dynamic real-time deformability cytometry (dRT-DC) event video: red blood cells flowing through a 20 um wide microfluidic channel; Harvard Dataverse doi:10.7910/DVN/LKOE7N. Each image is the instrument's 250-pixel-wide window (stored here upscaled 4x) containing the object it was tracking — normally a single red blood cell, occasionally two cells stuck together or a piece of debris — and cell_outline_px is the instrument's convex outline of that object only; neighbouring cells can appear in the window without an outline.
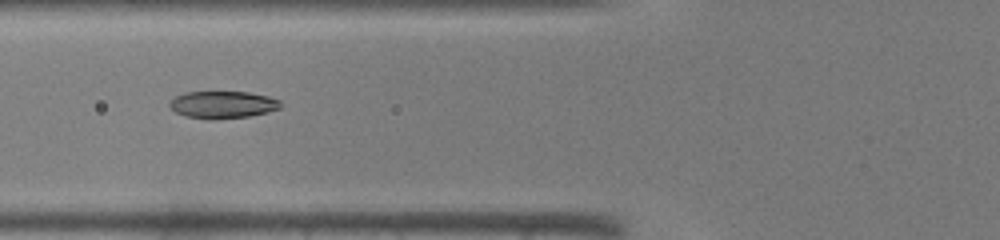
{"species": "common noctule bat (a hibernating species)", "species_latin": "Nyctalus noctula", "temperature_condition": "warm", "stored_images_in_passage": 32, "camera_frame_rate_fps": 3000, "um_per_image_px": 0.085, "animal": {"sex": "male", "body_mass_g": 19.0, "forearm_length_mm": 50.8}, "frame": {"image": 1, "passage_image": 5, "time_ms": 1.333, "image_size_px": [1000, 240], "cell_outline_px": [[280, 108], [268, 112], [248, 116], [212, 120], [188, 116], [176, 112], [168, 104], [176, 96], [184, 92], [248, 92], [268, 96], [280, 100]], "centroid_in_image_um": [18.94, 8.89], "position_along_channel_um": 106.9, "area_um2": 17.46}}
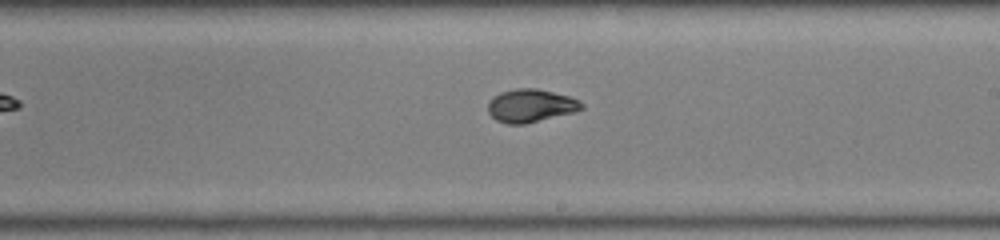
{"frame": {"image": 2, "passage_image": 14, "time_ms": 4.333, "image_size_px": [1000, 240], "cell_outline_px": [[584, 108], [576, 112], [524, 124], [508, 124], [496, 120], [488, 112], [488, 104], [492, 96], [500, 92], [516, 88], [536, 88], [568, 96], [580, 100], [584, 104]], "centroid_in_image_um": [45.12, 8.98], "position_along_channel_um": 243.9, "area_um2": 18.15}}
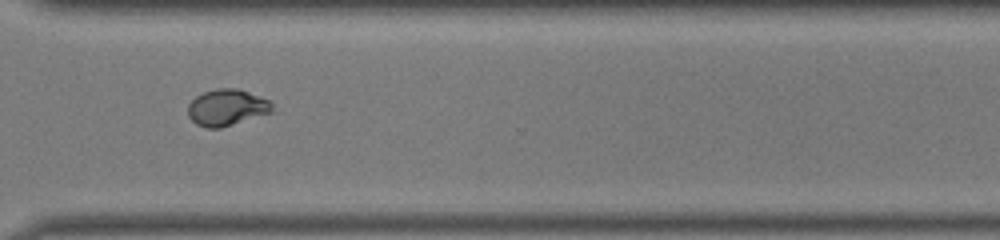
{"frame": {"image": 3, "passage_image": 21, "time_ms": 6.667, "image_size_px": [1000, 240], "cell_outline_px": [[272, 112], [220, 128], [204, 128], [196, 124], [188, 116], [188, 104], [196, 96], [204, 92], [216, 88], [236, 88], [272, 100]], "centroid_in_image_um": [19.27, 9.13], "position_along_channel_um": 351.3, "area_um2": 17.92}}